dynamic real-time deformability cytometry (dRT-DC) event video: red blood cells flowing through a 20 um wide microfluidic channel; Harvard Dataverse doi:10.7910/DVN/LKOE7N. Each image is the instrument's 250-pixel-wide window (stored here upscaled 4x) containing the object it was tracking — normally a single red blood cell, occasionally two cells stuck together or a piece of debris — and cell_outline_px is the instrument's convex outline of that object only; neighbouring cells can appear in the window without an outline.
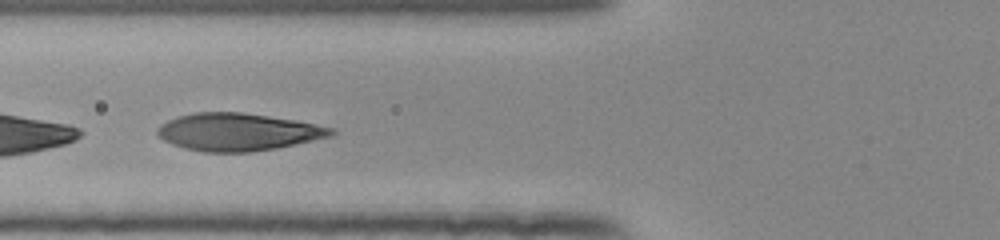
{"species": "human", "species_latin": "Homo sapiens", "temperature_condition": "room temperature", "stored_images_in_passage": 37, "camera_frame_rate_fps": 3000, "um_per_image_px": 0.085, "donor": {"sex": "female"}, "frame": {"image": 1, "passage_image": 12, "time_ms": 3.667, "image_size_px": [1000, 240], "cell_outline_px": [[336, 132], [332, 136], [276, 148], [248, 152], [204, 152], [184, 148], [172, 144], [156, 136], [156, 128], [160, 124], [176, 116], [192, 112], [244, 112], [296, 120], [336, 128]], "centroid_in_image_um": [20.2, 11.2], "position_along_channel_um": 105.6, "area_um2": 38.32}}
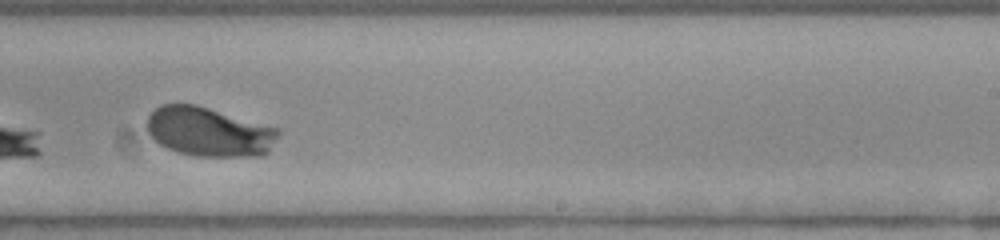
{"frame": {"image": 2, "passage_image": 25, "time_ms": 8.0, "image_size_px": [1000, 240], "cell_outline_px": [[280, 132], [268, 152], [264, 156], [196, 156], [180, 152], [168, 148], [160, 144], [148, 132], [144, 124], [148, 116], [160, 104], [196, 104], [280, 128]], "centroid_in_image_um": [17.77, 11.19], "position_along_channel_um": 271.2, "area_um2": 37.86}}
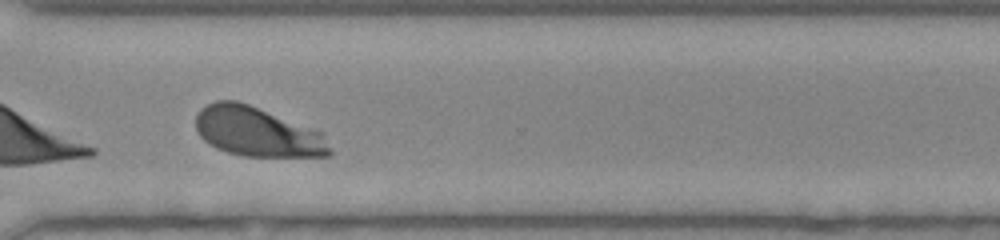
{"frame": {"image": 3, "passage_image": 31, "time_ms": 10.0, "image_size_px": [1000, 240], "cell_outline_px": [[332, 156], [244, 156], [228, 152], [216, 148], [204, 140], [200, 136], [196, 128], [196, 116], [200, 108], [216, 100], [236, 100], [248, 104], [324, 132], [332, 152]], "centroid_in_image_um": [21.88, 11.2], "position_along_channel_um": 348.7, "area_um2": 38.73}, "authors_computed_cell_mechanics": {"area_um2": 38.726, "velocity_mm_per_s": 3.8305, "shape_relaxation_time_tau1_ms": 2.8378, "shape_relaxation_time_tau2_ms": null, "deformation_change_tau1": 0.1913, "deformation_change_tau2": null}}